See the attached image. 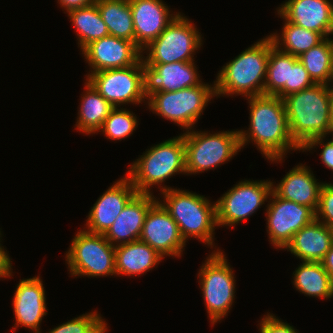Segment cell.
<instances>
[{
    "label": "cell",
    "mask_w": 333,
    "mask_h": 333,
    "mask_svg": "<svg viewBox=\"0 0 333 333\" xmlns=\"http://www.w3.org/2000/svg\"><path fill=\"white\" fill-rule=\"evenodd\" d=\"M246 100L250 123L248 130H238L241 149L252 143L267 161L278 164L285 161L290 151L301 152V147L291 136L283 99L260 95Z\"/></svg>",
    "instance_id": "1"
},
{
    "label": "cell",
    "mask_w": 333,
    "mask_h": 333,
    "mask_svg": "<svg viewBox=\"0 0 333 333\" xmlns=\"http://www.w3.org/2000/svg\"><path fill=\"white\" fill-rule=\"evenodd\" d=\"M283 100L291 136L301 148L312 138L327 137L332 125L330 85L315 83Z\"/></svg>",
    "instance_id": "2"
},
{
    "label": "cell",
    "mask_w": 333,
    "mask_h": 333,
    "mask_svg": "<svg viewBox=\"0 0 333 333\" xmlns=\"http://www.w3.org/2000/svg\"><path fill=\"white\" fill-rule=\"evenodd\" d=\"M175 174L186 175L185 143L183 133L146 149L133 163L128 165L126 175L138 193L153 194L152 187L159 191L172 189L163 184Z\"/></svg>",
    "instance_id": "3"
},
{
    "label": "cell",
    "mask_w": 333,
    "mask_h": 333,
    "mask_svg": "<svg viewBox=\"0 0 333 333\" xmlns=\"http://www.w3.org/2000/svg\"><path fill=\"white\" fill-rule=\"evenodd\" d=\"M269 57V35L253 43L234 59L222 66L216 76L215 93L244 98L264 95Z\"/></svg>",
    "instance_id": "4"
},
{
    "label": "cell",
    "mask_w": 333,
    "mask_h": 333,
    "mask_svg": "<svg viewBox=\"0 0 333 333\" xmlns=\"http://www.w3.org/2000/svg\"><path fill=\"white\" fill-rule=\"evenodd\" d=\"M162 199L158 201L177 223L182 238L187 242L195 238L210 249H214V234L218 227L216 203L207 197L177 188L160 192Z\"/></svg>",
    "instance_id": "5"
},
{
    "label": "cell",
    "mask_w": 333,
    "mask_h": 333,
    "mask_svg": "<svg viewBox=\"0 0 333 333\" xmlns=\"http://www.w3.org/2000/svg\"><path fill=\"white\" fill-rule=\"evenodd\" d=\"M224 253L213 250L197 273L211 326L226 318L235 300L236 276Z\"/></svg>",
    "instance_id": "6"
},
{
    "label": "cell",
    "mask_w": 333,
    "mask_h": 333,
    "mask_svg": "<svg viewBox=\"0 0 333 333\" xmlns=\"http://www.w3.org/2000/svg\"><path fill=\"white\" fill-rule=\"evenodd\" d=\"M186 175L214 170L241 151L238 129L232 131H197L183 133Z\"/></svg>",
    "instance_id": "7"
},
{
    "label": "cell",
    "mask_w": 333,
    "mask_h": 333,
    "mask_svg": "<svg viewBox=\"0 0 333 333\" xmlns=\"http://www.w3.org/2000/svg\"><path fill=\"white\" fill-rule=\"evenodd\" d=\"M213 97H216L215 83L211 85L202 82L181 90L155 92L147 98L146 104L152 113L174 122L186 132L196 127L195 124Z\"/></svg>",
    "instance_id": "8"
},
{
    "label": "cell",
    "mask_w": 333,
    "mask_h": 333,
    "mask_svg": "<svg viewBox=\"0 0 333 333\" xmlns=\"http://www.w3.org/2000/svg\"><path fill=\"white\" fill-rule=\"evenodd\" d=\"M202 39L197 26L180 12L155 40L142 49V60L145 64L195 61L194 55L202 47Z\"/></svg>",
    "instance_id": "9"
},
{
    "label": "cell",
    "mask_w": 333,
    "mask_h": 333,
    "mask_svg": "<svg viewBox=\"0 0 333 333\" xmlns=\"http://www.w3.org/2000/svg\"><path fill=\"white\" fill-rule=\"evenodd\" d=\"M65 258L71 277L117 276L115 246L103 234L79 229L65 253Z\"/></svg>",
    "instance_id": "10"
},
{
    "label": "cell",
    "mask_w": 333,
    "mask_h": 333,
    "mask_svg": "<svg viewBox=\"0 0 333 333\" xmlns=\"http://www.w3.org/2000/svg\"><path fill=\"white\" fill-rule=\"evenodd\" d=\"M273 180H242L227 190L216 203L218 227H235L265 205L272 192Z\"/></svg>",
    "instance_id": "11"
},
{
    "label": "cell",
    "mask_w": 333,
    "mask_h": 333,
    "mask_svg": "<svg viewBox=\"0 0 333 333\" xmlns=\"http://www.w3.org/2000/svg\"><path fill=\"white\" fill-rule=\"evenodd\" d=\"M87 79L114 107L146 103L142 58L134 65L91 73Z\"/></svg>",
    "instance_id": "12"
},
{
    "label": "cell",
    "mask_w": 333,
    "mask_h": 333,
    "mask_svg": "<svg viewBox=\"0 0 333 333\" xmlns=\"http://www.w3.org/2000/svg\"><path fill=\"white\" fill-rule=\"evenodd\" d=\"M266 207L267 235L277 250H283L296 232L315 219L310 207L280 198L273 190Z\"/></svg>",
    "instance_id": "13"
},
{
    "label": "cell",
    "mask_w": 333,
    "mask_h": 333,
    "mask_svg": "<svg viewBox=\"0 0 333 333\" xmlns=\"http://www.w3.org/2000/svg\"><path fill=\"white\" fill-rule=\"evenodd\" d=\"M139 240L155 249L164 259L167 256L181 257L187 245L177 223L158 200L147 212Z\"/></svg>",
    "instance_id": "14"
},
{
    "label": "cell",
    "mask_w": 333,
    "mask_h": 333,
    "mask_svg": "<svg viewBox=\"0 0 333 333\" xmlns=\"http://www.w3.org/2000/svg\"><path fill=\"white\" fill-rule=\"evenodd\" d=\"M141 51L135 42L113 35L93 41L81 51L90 67L85 77L98 71L132 66L142 58Z\"/></svg>",
    "instance_id": "15"
},
{
    "label": "cell",
    "mask_w": 333,
    "mask_h": 333,
    "mask_svg": "<svg viewBox=\"0 0 333 333\" xmlns=\"http://www.w3.org/2000/svg\"><path fill=\"white\" fill-rule=\"evenodd\" d=\"M41 276L21 279L16 286L12 300L15 325L12 331L19 327L28 328L34 333H42L41 322L47 315L45 287Z\"/></svg>",
    "instance_id": "16"
},
{
    "label": "cell",
    "mask_w": 333,
    "mask_h": 333,
    "mask_svg": "<svg viewBox=\"0 0 333 333\" xmlns=\"http://www.w3.org/2000/svg\"><path fill=\"white\" fill-rule=\"evenodd\" d=\"M142 69L146 99L155 92L181 90L203 82L194 61L145 64L142 60Z\"/></svg>",
    "instance_id": "17"
},
{
    "label": "cell",
    "mask_w": 333,
    "mask_h": 333,
    "mask_svg": "<svg viewBox=\"0 0 333 333\" xmlns=\"http://www.w3.org/2000/svg\"><path fill=\"white\" fill-rule=\"evenodd\" d=\"M137 193L126 175L120 177L93 204L86 216L84 229L88 232L104 234Z\"/></svg>",
    "instance_id": "18"
},
{
    "label": "cell",
    "mask_w": 333,
    "mask_h": 333,
    "mask_svg": "<svg viewBox=\"0 0 333 333\" xmlns=\"http://www.w3.org/2000/svg\"><path fill=\"white\" fill-rule=\"evenodd\" d=\"M280 18L320 33L333 35V0H286L276 8Z\"/></svg>",
    "instance_id": "19"
},
{
    "label": "cell",
    "mask_w": 333,
    "mask_h": 333,
    "mask_svg": "<svg viewBox=\"0 0 333 333\" xmlns=\"http://www.w3.org/2000/svg\"><path fill=\"white\" fill-rule=\"evenodd\" d=\"M135 44L142 50L155 40L180 12H173L163 0H129Z\"/></svg>",
    "instance_id": "20"
},
{
    "label": "cell",
    "mask_w": 333,
    "mask_h": 333,
    "mask_svg": "<svg viewBox=\"0 0 333 333\" xmlns=\"http://www.w3.org/2000/svg\"><path fill=\"white\" fill-rule=\"evenodd\" d=\"M155 197L153 194L137 193L103 234L104 237L113 246L139 240L147 212L157 201Z\"/></svg>",
    "instance_id": "21"
},
{
    "label": "cell",
    "mask_w": 333,
    "mask_h": 333,
    "mask_svg": "<svg viewBox=\"0 0 333 333\" xmlns=\"http://www.w3.org/2000/svg\"><path fill=\"white\" fill-rule=\"evenodd\" d=\"M323 184L318 182L311 168L300 163L289 170L278 184L273 182L272 190L280 198L308 206L316 212Z\"/></svg>",
    "instance_id": "22"
},
{
    "label": "cell",
    "mask_w": 333,
    "mask_h": 333,
    "mask_svg": "<svg viewBox=\"0 0 333 333\" xmlns=\"http://www.w3.org/2000/svg\"><path fill=\"white\" fill-rule=\"evenodd\" d=\"M332 244V229L314 219L296 232L283 250L301 261L321 262Z\"/></svg>",
    "instance_id": "23"
},
{
    "label": "cell",
    "mask_w": 333,
    "mask_h": 333,
    "mask_svg": "<svg viewBox=\"0 0 333 333\" xmlns=\"http://www.w3.org/2000/svg\"><path fill=\"white\" fill-rule=\"evenodd\" d=\"M163 257L147 243L140 240L115 246L116 275H146L159 265ZM121 275V276H120Z\"/></svg>",
    "instance_id": "24"
},
{
    "label": "cell",
    "mask_w": 333,
    "mask_h": 333,
    "mask_svg": "<svg viewBox=\"0 0 333 333\" xmlns=\"http://www.w3.org/2000/svg\"><path fill=\"white\" fill-rule=\"evenodd\" d=\"M84 84L85 90L80 97L78 117L74 128L78 130L77 132L91 135L97 133L115 107L87 79Z\"/></svg>",
    "instance_id": "25"
},
{
    "label": "cell",
    "mask_w": 333,
    "mask_h": 333,
    "mask_svg": "<svg viewBox=\"0 0 333 333\" xmlns=\"http://www.w3.org/2000/svg\"><path fill=\"white\" fill-rule=\"evenodd\" d=\"M292 277L295 289L304 296L322 300L333 297V279L321 262L301 261Z\"/></svg>",
    "instance_id": "26"
},
{
    "label": "cell",
    "mask_w": 333,
    "mask_h": 333,
    "mask_svg": "<svg viewBox=\"0 0 333 333\" xmlns=\"http://www.w3.org/2000/svg\"><path fill=\"white\" fill-rule=\"evenodd\" d=\"M95 4L107 26L109 35L135 42L129 0H96Z\"/></svg>",
    "instance_id": "27"
},
{
    "label": "cell",
    "mask_w": 333,
    "mask_h": 333,
    "mask_svg": "<svg viewBox=\"0 0 333 333\" xmlns=\"http://www.w3.org/2000/svg\"><path fill=\"white\" fill-rule=\"evenodd\" d=\"M71 24L76 30L80 52L91 42L109 35L97 5L71 10L67 13Z\"/></svg>",
    "instance_id": "28"
},
{
    "label": "cell",
    "mask_w": 333,
    "mask_h": 333,
    "mask_svg": "<svg viewBox=\"0 0 333 333\" xmlns=\"http://www.w3.org/2000/svg\"><path fill=\"white\" fill-rule=\"evenodd\" d=\"M283 22L281 33L274 32L269 35L274 46L282 52L298 57L325 39L318 32L302 28L285 19Z\"/></svg>",
    "instance_id": "29"
},
{
    "label": "cell",
    "mask_w": 333,
    "mask_h": 333,
    "mask_svg": "<svg viewBox=\"0 0 333 333\" xmlns=\"http://www.w3.org/2000/svg\"><path fill=\"white\" fill-rule=\"evenodd\" d=\"M315 83L331 85L333 81V39L325 38L317 46L298 56Z\"/></svg>",
    "instance_id": "30"
},
{
    "label": "cell",
    "mask_w": 333,
    "mask_h": 333,
    "mask_svg": "<svg viewBox=\"0 0 333 333\" xmlns=\"http://www.w3.org/2000/svg\"><path fill=\"white\" fill-rule=\"evenodd\" d=\"M290 54L274 46L269 36V57L267 75L264 84V95L275 96L285 84H289Z\"/></svg>",
    "instance_id": "31"
},
{
    "label": "cell",
    "mask_w": 333,
    "mask_h": 333,
    "mask_svg": "<svg viewBox=\"0 0 333 333\" xmlns=\"http://www.w3.org/2000/svg\"><path fill=\"white\" fill-rule=\"evenodd\" d=\"M137 116L127 108L115 107L96 134L101 132L112 141H121L133 135L138 127Z\"/></svg>",
    "instance_id": "32"
},
{
    "label": "cell",
    "mask_w": 333,
    "mask_h": 333,
    "mask_svg": "<svg viewBox=\"0 0 333 333\" xmlns=\"http://www.w3.org/2000/svg\"><path fill=\"white\" fill-rule=\"evenodd\" d=\"M108 324L97 310L83 313L67 322H64L47 333H106Z\"/></svg>",
    "instance_id": "33"
},
{
    "label": "cell",
    "mask_w": 333,
    "mask_h": 333,
    "mask_svg": "<svg viewBox=\"0 0 333 333\" xmlns=\"http://www.w3.org/2000/svg\"><path fill=\"white\" fill-rule=\"evenodd\" d=\"M314 84L315 82L304 68V65L298 60V57L290 54L289 84H285L275 96L284 99L286 96L297 93Z\"/></svg>",
    "instance_id": "34"
},
{
    "label": "cell",
    "mask_w": 333,
    "mask_h": 333,
    "mask_svg": "<svg viewBox=\"0 0 333 333\" xmlns=\"http://www.w3.org/2000/svg\"><path fill=\"white\" fill-rule=\"evenodd\" d=\"M315 219L333 228V183L331 182H324L321 187Z\"/></svg>",
    "instance_id": "35"
},
{
    "label": "cell",
    "mask_w": 333,
    "mask_h": 333,
    "mask_svg": "<svg viewBox=\"0 0 333 333\" xmlns=\"http://www.w3.org/2000/svg\"><path fill=\"white\" fill-rule=\"evenodd\" d=\"M258 321L260 333H299L293 325L283 322L281 318L276 317L275 314L267 312V314Z\"/></svg>",
    "instance_id": "36"
},
{
    "label": "cell",
    "mask_w": 333,
    "mask_h": 333,
    "mask_svg": "<svg viewBox=\"0 0 333 333\" xmlns=\"http://www.w3.org/2000/svg\"><path fill=\"white\" fill-rule=\"evenodd\" d=\"M326 137H315L310 139L302 148L301 151L302 152H307L310 151L314 148L317 149L316 146H322V151L319 155V157L321 158L322 163L324 164V166H326V168H328L329 170L333 171V142L329 139H325ZM326 142H325V141Z\"/></svg>",
    "instance_id": "37"
},
{
    "label": "cell",
    "mask_w": 333,
    "mask_h": 333,
    "mask_svg": "<svg viewBox=\"0 0 333 333\" xmlns=\"http://www.w3.org/2000/svg\"><path fill=\"white\" fill-rule=\"evenodd\" d=\"M1 229V228H0ZM2 231L0 230V280L1 278H13V268H12V261L9 256V252L2 246Z\"/></svg>",
    "instance_id": "38"
},
{
    "label": "cell",
    "mask_w": 333,
    "mask_h": 333,
    "mask_svg": "<svg viewBox=\"0 0 333 333\" xmlns=\"http://www.w3.org/2000/svg\"><path fill=\"white\" fill-rule=\"evenodd\" d=\"M95 2L96 0H57L59 6L63 9L62 11L65 9V14L74 9L88 7Z\"/></svg>",
    "instance_id": "39"
},
{
    "label": "cell",
    "mask_w": 333,
    "mask_h": 333,
    "mask_svg": "<svg viewBox=\"0 0 333 333\" xmlns=\"http://www.w3.org/2000/svg\"><path fill=\"white\" fill-rule=\"evenodd\" d=\"M324 269L327 271V273L330 275V277L333 279V244L331 245V248L326 253L325 257L321 261Z\"/></svg>",
    "instance_id": "40"
},
{
    "label": "cell",
    "mask_w": 333,
    "mask_h": 333,
    "mask_svg": "<svg viewBox=\"0 0 333 333\" xmlns=\"http://www.w3.org/2000/svg\"><path fill=\"white\" fill-rule=\"evenodd\" d=\"M330 95H331V103H332V111H331V120L333 125V85H330Z\"/></svg>",
    "instance_id": "41"
},
{
    "label": "cell",
    "mask_w": 333,
    "mask_h": 333,
    "mask_svg": "<svg viewBox=\"0 0 333 333\" xmlns=\"http://www.w3.org/2000/svg\"><path fill=\"white\" fill-rule=\"evenodd\" d=\"M332 134V137H333V125H331L330 129H329V132H328V135ZM333 142V138L331 140Z\"/></svg>",
    "instance_id": "42"
}]
</instances>
